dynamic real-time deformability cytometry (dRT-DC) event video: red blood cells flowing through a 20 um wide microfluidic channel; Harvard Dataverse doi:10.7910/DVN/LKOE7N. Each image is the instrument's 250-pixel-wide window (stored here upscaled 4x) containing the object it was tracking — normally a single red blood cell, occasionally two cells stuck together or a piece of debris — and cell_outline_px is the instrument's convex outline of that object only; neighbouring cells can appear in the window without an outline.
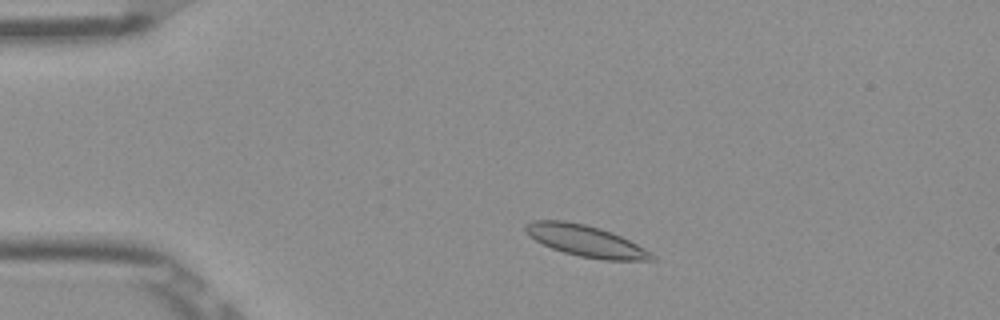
{"species": "Egyptian fruit bat (a non-hibernating species)", "species_latin": "Rousettus aegyptiacus", "temperature_condition": "room temperature", "stored_images_in_passage": 48, "camera_frame_rate_fps": 3000, "um_per_image_px": 0.085, "frame": {"image": 1, "passage_image": 6, "time_ms": 1.667, "image_size_px": [1000, 320], "cell_outline_px": [[656, 260], [604, 260], [580, 256], [564, 252], [552, 248], [528, 236], [524, 228], [524, 224], [532, 220], [564, 220], [584, 224], [600, 228], [612, 232], [644, 248], [656, 256]], "centroid_in_image_um": [49.76, 20.47], "position_along_channel_um": 35.2, "area_um2": 22.95}}
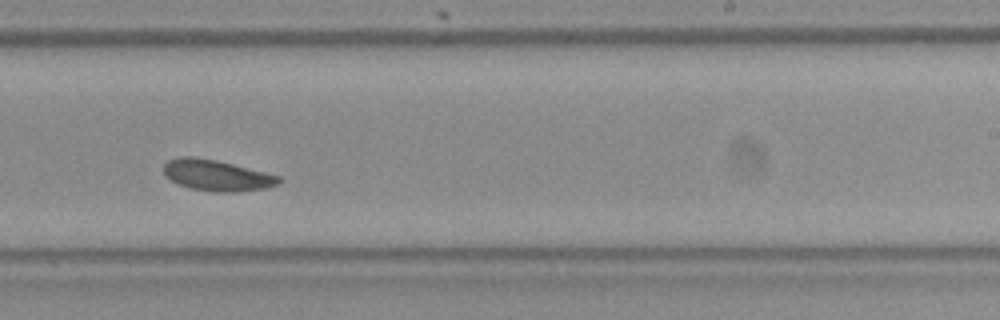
{"frame": {"image": 2, "passage_image": 28, "time_ms": 9.0, "image_size_px": [1000, 320], "cell_outline_px": [[280, 180], [276, 184], [264, 188], [236, 192], [216, 192], [192, 188], [176, 184], [164, 172], [164, 164], [168, 160], [180, 156], [196, 156], [216, 160], [280, 176]], "centroid_in_image_um": [18.38, 14.89], "position_along_channel_um": 270.6, "area_um2": 20.52}}
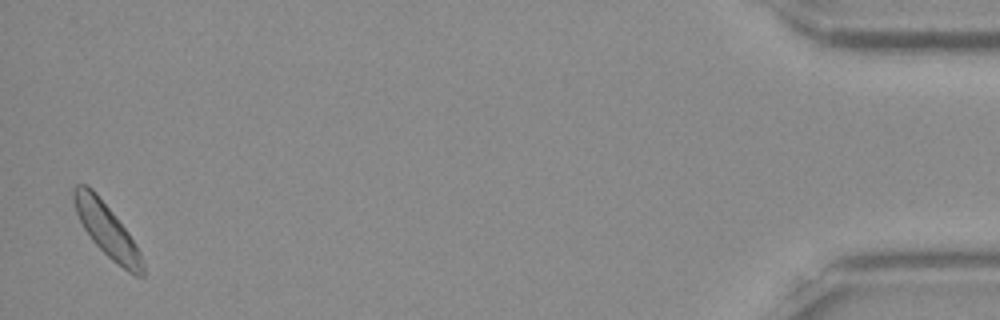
{"frame": {"image": 3, "passage_image": 47, "time_ms": 15.333, "image_size_px": [1000, 320], "cell_outline_px": [[144, 276], [136, 276], [128, 272], [112, 260], [92, 240], [84, 228], [76, 212], [72, 200], [72, 192], [76, 184], [88, 184], [96, 192], [128, 232], [136, 244], [140, 252], [144, 264]], "centroid_in_image_um": [9.08, 19.54], "position_along_channel_um": 426.1, "area_um2": 21.21}, "authors_computed_cell_mechanics": {"area_um2": 21.0103, "velocity_mm_per_s": 3.8217, "shape_relaxation_time_tau1_ms": 5.68, "shape_relaxation_time_tau2_ms": 9.6255, "deformation_change_tau1": 0.1058, "deformation_change_tau2": 0.1252}}